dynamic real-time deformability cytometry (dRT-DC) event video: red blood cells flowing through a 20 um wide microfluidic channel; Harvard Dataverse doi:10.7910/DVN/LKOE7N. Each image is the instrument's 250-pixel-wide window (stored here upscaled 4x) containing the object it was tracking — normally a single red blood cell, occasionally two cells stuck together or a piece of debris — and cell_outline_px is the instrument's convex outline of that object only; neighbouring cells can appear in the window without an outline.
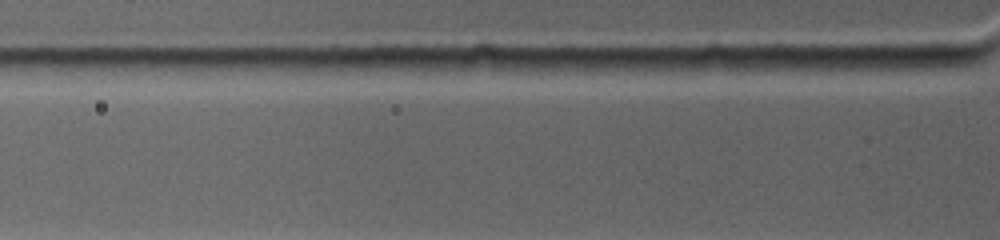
{"species": "common noctule bat (a hibernating species)", "species_latin": "Nyctalus noctula", "temperature_condition": "warm", "stored_images_in_passage": 2, "camera_frame_rate_fps": 4500, "um_per_image_px": 0.085, "animal": {"sex": "female", "body_mass_g": 19.0, "forearm_length_mm": 53.3}, "frame": {"image": 1, "passage_image": 2, "time_ms": 0.222, "image_size_px": [1000, 240], "cell_outline_px": [[984, 60], [968, 64], [932, 72], [924, 72], [844, 68], [852, 56], [964, 56]], "centroid_in_image_um": [77.27, 5.35], "position_along_channel_um": 48.5, "area_um2": 12.2}}